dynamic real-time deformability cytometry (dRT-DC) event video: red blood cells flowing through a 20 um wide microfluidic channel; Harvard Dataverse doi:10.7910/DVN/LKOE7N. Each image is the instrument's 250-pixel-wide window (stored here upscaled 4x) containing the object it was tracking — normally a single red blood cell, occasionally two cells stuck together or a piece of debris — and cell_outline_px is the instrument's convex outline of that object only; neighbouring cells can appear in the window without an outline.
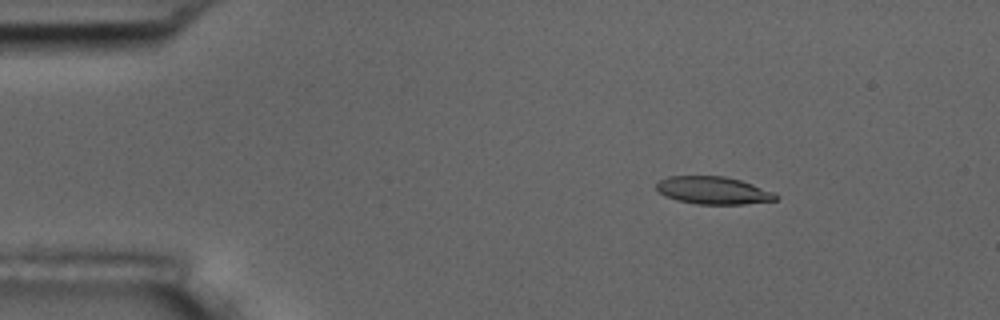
{"species": "common noctule bat (a hibernating species)", "species_latin": "Nyctalus noctula", "temperature_condition": "room temperature", "stored_images_in_passage": 10, "camera_frame_rate_fps": 3000, "um_per_image_px": 0.085, "animal": {"sex": "male", "body_mass_g": 17.5, "forearm_length_mm": 52.3}, "frame": {"image": 1, "passage_image": 1, "time_ms": 0.0, "image_size_px": [1000, 320], "cell_outline_px": [[780, 196], [776, 200], [744, 204], [696, 204], [676, 200], [664, 196], [656, 188], [656, 184], [660, 180], [668, 176], [724, 176], [740, 180], [752, 184], [772, 192]], "centroid_in_image_um": [60.6, 16.19], "position_along_channel_um": 24.4, "area_um2": 19.13}}
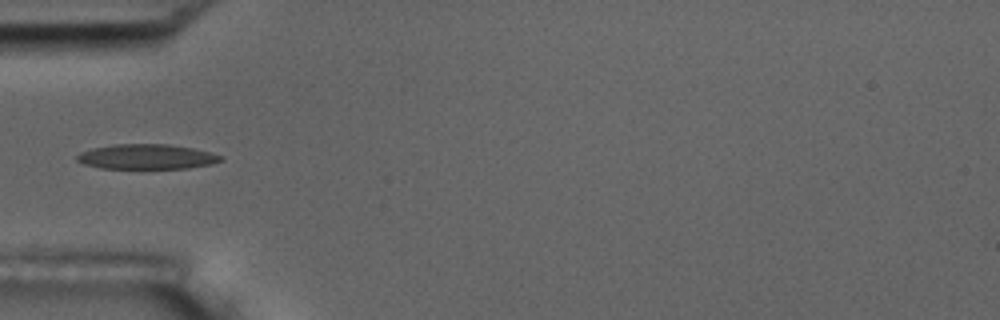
{"frame": {"image": 2, "passage_image": 4, "time_ms": 1.0, "image_size_px": [1000, 320], "cell_outline_px": [[224, 160], [212, 164], [188, 168], [100, 168], [84, 164], [76, 160], [76, 156], [80, 152], [92, 148], [112, 144], [168, 144], [192, 148], [224, 156]], "centroid_in_image_um": [12.46, 13.32], "position_along_channel_um": 72.5, "area_um2": 20.92}}
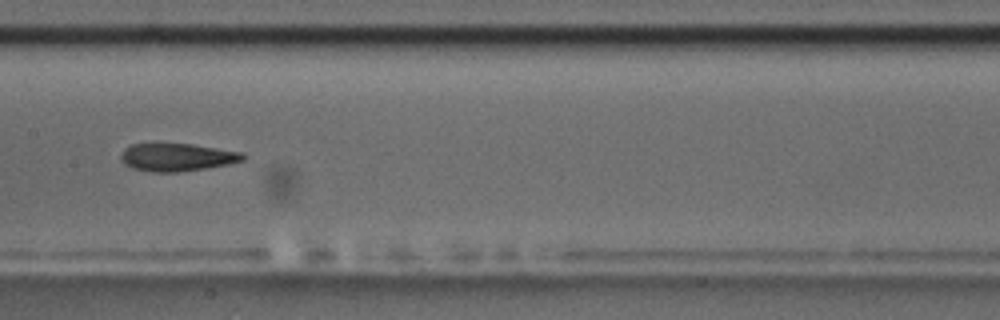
{"frame": {"image": 3, "passage_image": 7, "time_ms": 2.0, "image_size_px": [1000, 320], "cell_outline_px": [[248, 156], [244, 160], [228, 164], [204, 168], [176, 172], [152, 172], [132, 168], [124, 164], [120, 160], [120, 156], [124, 148], [132, 144], [160, 140], [192, 144], [244, 152]], "centroid_in_image_um": [15.0, 13.31], "position_along_channel_um": 192.4, "area_um2": 20.69}}